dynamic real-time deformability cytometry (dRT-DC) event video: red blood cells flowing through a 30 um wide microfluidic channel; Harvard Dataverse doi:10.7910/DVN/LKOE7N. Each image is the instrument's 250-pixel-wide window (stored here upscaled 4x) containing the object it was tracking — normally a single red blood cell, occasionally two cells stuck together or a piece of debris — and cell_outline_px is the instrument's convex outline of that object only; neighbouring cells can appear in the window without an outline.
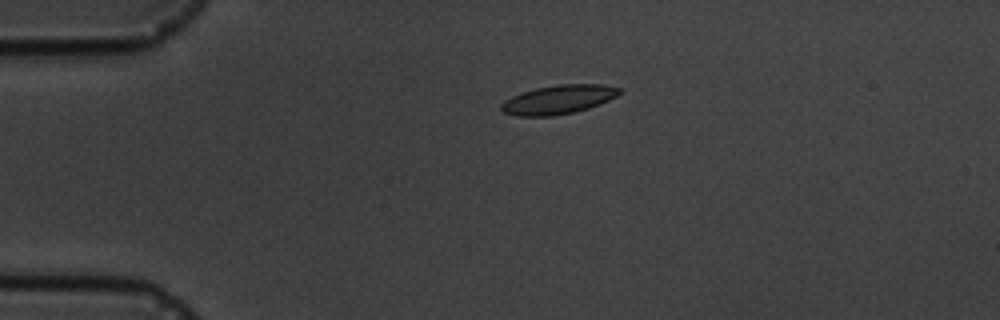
{"species": "common noctule bat (a hibernating species)", "species_latin": "Nyctalus noctula", "temperature_condition": "cold", "stored_images_in_passage": 5, "camera_frame_rate_fps": 3000, "um_per_image_px": 0.085, "animal": {"sex": "male", "body_mass_g": 19.5, "forearm_length_mm": 54.6}, "frame": {"image": 1, "passage_image": 5, "time_ms": 6.667, "image_size_px": [1000, 320], "cell_outline_px": [[624, 92], [600, 104], [588, 108], [572, 112], [552, 116], [516, 116], [504, 112], [500, 108], [500, 104], [504, 100], [512, 96], [536, 88], [556, 84], [600, 84], [624, 88]], "centroid_in_image_um": [47.49, 8.45], "position_along_channel_um": 37.5, "area_um2": 20.0}}